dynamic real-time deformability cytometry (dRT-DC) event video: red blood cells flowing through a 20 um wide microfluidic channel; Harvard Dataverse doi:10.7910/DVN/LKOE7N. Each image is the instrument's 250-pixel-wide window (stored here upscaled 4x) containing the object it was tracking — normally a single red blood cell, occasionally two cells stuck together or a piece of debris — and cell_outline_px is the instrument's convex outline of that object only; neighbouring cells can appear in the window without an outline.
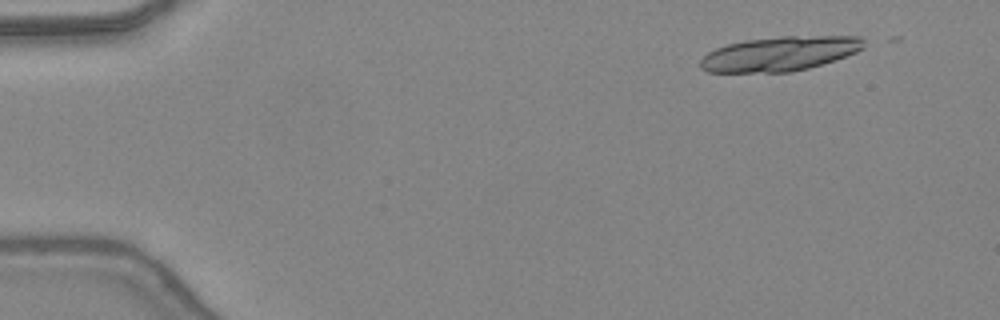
{"species": "common noctule bat (a hibernating species)", "species_latin": "Nyctalus noctula", "temperature_condition": "warm", "stored_images_in_passage": 17, "camera_frame_rate_fps": 3000, "um_per_image_px": 0.085, "animal": {"sex": "female", "body_mass_g": 24.6, "forearm_length_mm": 56.2}, "frame": {"image": 1, "passage_image": 4, "time_ms": 1.0, "image_size_px": [1000, 320], "cell_outline_px": [[864, 48], [856, 52], [808, 68], [792, 72], [708, 72], [700, 68], [700, 60], [708, 52], [716, 48], [728, 44], [744, 40], [780, 36], [860, 36], [864, 40]], "centroid_in_image_um": [66.25, 4.56], "position_along_channel_um": 18.7, "area_um2": 32.77}}